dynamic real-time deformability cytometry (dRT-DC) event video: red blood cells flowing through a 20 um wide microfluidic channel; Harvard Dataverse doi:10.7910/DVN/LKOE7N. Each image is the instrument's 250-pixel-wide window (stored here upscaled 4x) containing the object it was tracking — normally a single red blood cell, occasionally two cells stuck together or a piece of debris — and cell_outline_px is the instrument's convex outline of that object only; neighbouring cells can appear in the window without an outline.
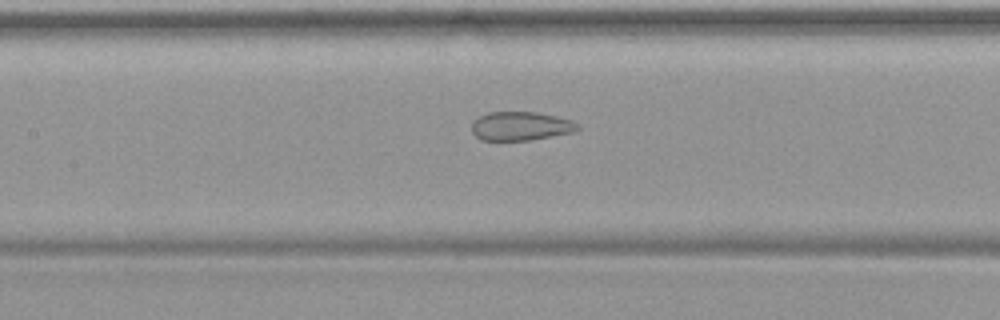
{"species": "common noctule bat (a hibernating species)", "species_latin": "Nyctalus noctula", "temperature_condition": "warm", "stored_images_in_passage": 49, "camera_frame_rate_fps": 3000, "um_per_image_px": 0.085, "animal": {"sex": "female", "body_mass_g": 19.9}, "frame": {"image": 1, "passage_image": 23, "time_ms": 7.333, "image_size_px": [1000, 320], "cell_outline_px": [[580, 128], [572, 132], [532, 140], [480, 140], [472, 132], [472, 120], [488, 112], [536, 112], [556, 116], [572, 120], [580, 124]], "centroid_in_image_um": [44.26, 10.71], "position_along_channel_um": 163.1, "area_um2": 17.86}}
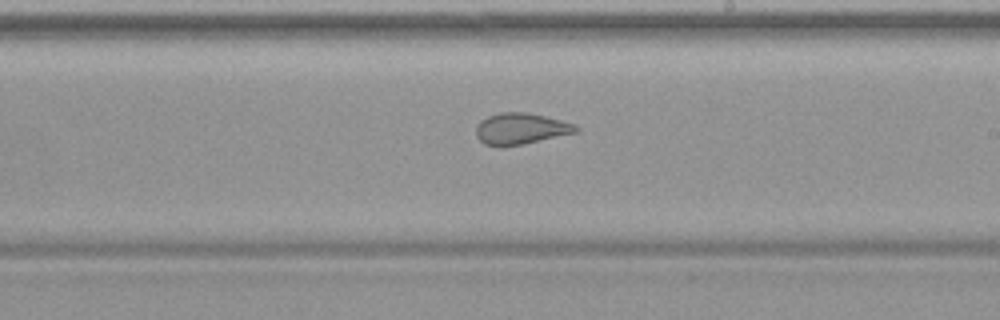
{"frame": {"image": 2, "passage_image": 29, "time_ms": 9.333, "image_size_px": [1000, 320], "cell_outline_px": [[580, 132], [524, 144], [484, 144], [476, 136], [476, 124], [480, 120], [488, 116], [500, 112], [524, 112], [544, 116], [560, 120], [572, 124], [580, 128]], "centroid_in_image_um": [44.28, 10.92], "position_along_channel_um": 244.7, "area_um2": 17.92}}
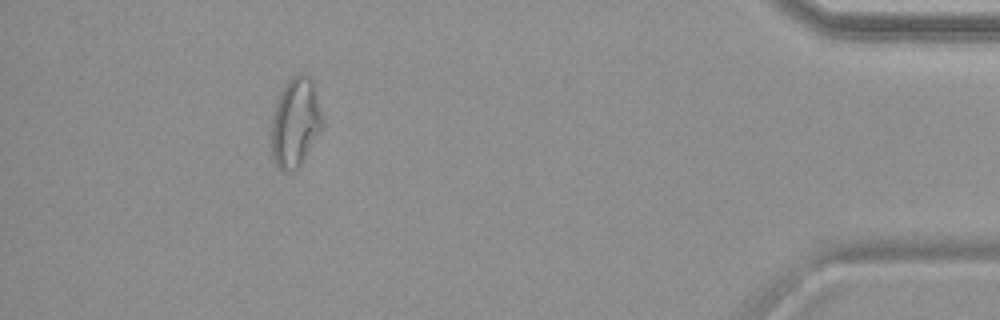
{"frame": {"image": 3, "passage_image": 45, "time_ms": 14.667, "image_size_px": [1000, 320], "cell_outline_px": [[324, 124], [320, 132], [304, 160], [296, 172], [280, 172], [272, 164], [272, 116], [280, 92], [284, 84], [296, 72], [304, 72], [312, 80], [316, 92]], "centroid_in_image_um": [25.1, 10.46], "position_along_channel_um": 410.1, "area_um2": 27.17}}